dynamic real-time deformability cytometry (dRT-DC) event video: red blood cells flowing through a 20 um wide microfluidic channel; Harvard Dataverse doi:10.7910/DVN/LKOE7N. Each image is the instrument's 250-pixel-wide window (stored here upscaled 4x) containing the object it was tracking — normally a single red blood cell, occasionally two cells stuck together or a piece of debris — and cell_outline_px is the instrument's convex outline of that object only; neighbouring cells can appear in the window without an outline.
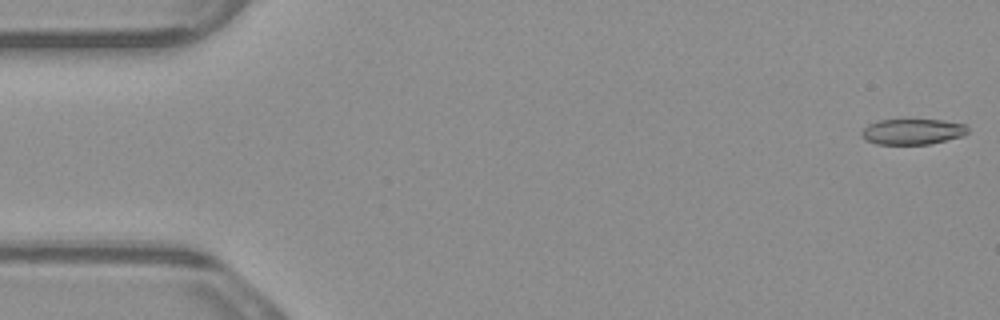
{"species": "common noctule bat (a hibernating species)", "species_latin": "Nyctalus noctula", "temperature_condition": "warm", "stored_images_in_passage": 6, "camera_frame_rate_fps": 3000, "um_per_image_px": 0.085, "animal": {"sex": "male", "body_mass_g": 23.1, "forearm_length_mm": 52.7}, "frame": {"image": 1, "passage_image": 1, "time_ms": 0.0, "image_size_px": [1000, 320], "cell_outline_px": [[968, 132], [964, 136], [928, 144], [876, 144], [864, 140], [860, 136], [860, 132], [868, 124], [880, 120], [944, 120], [968, 124]], "centroid_in_image_um": [77.57, 11.19], "position_along_channel_um": 7.4, "area_um2": 16.07}}
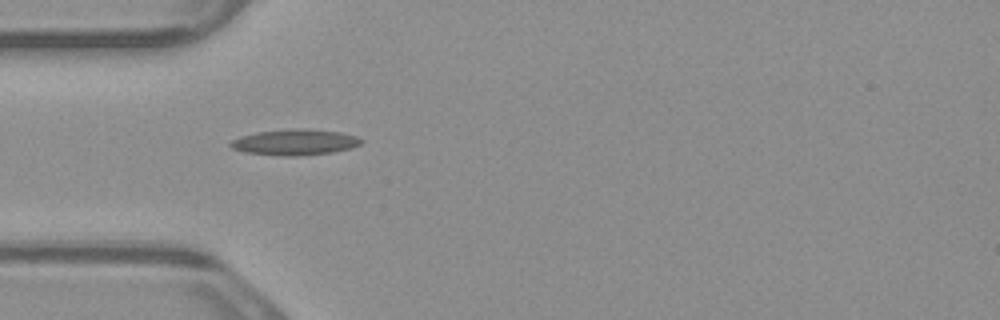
{"frame": {"image": 2, "passage_image": 5, "time_ms": 1.333, "image_size_px": [1000, 320], "cell_outline_px": [[364, 140], [360, 144], [352, 148], [332, 152], [296, 156], [284, 156], [244, 152], [232, 148], [228, 144], [232, 140], [240, 136], [256, 132], [292, 128], [308, 128], [340, 132], [356, 136]], "centroid_in_image_um": [25.07, 12.07], "position_along_channel_um": 59.9, "area_um2": 19.83}}
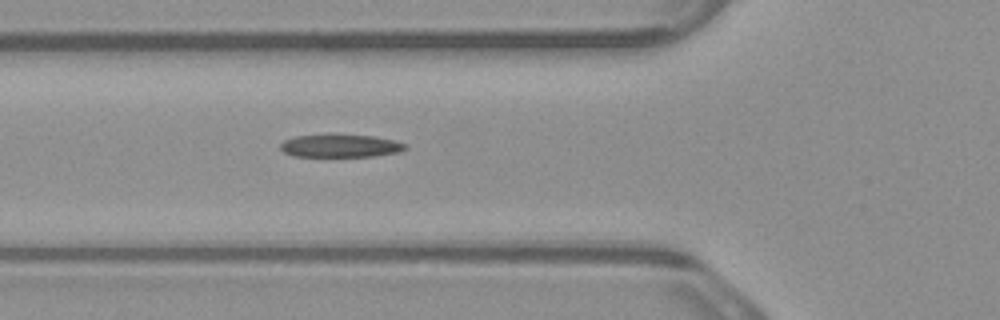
{"frame": {"image": 3, "passage_image": 6, "time_ms": 1.667, "image_size_px": [1000, 320], "cell_outline_px": [[408, 148], [400, 152], [372, 156], [292, 156], [284, 152], [280, 148], [280, 144], [284, 140], [296, 136], [372, 136], [392, 140], [408, 144]], "centroid_in_image_um": [28.96, 12.42], "position_along_channel_um": 96.8, "area_um2": 16.13}}